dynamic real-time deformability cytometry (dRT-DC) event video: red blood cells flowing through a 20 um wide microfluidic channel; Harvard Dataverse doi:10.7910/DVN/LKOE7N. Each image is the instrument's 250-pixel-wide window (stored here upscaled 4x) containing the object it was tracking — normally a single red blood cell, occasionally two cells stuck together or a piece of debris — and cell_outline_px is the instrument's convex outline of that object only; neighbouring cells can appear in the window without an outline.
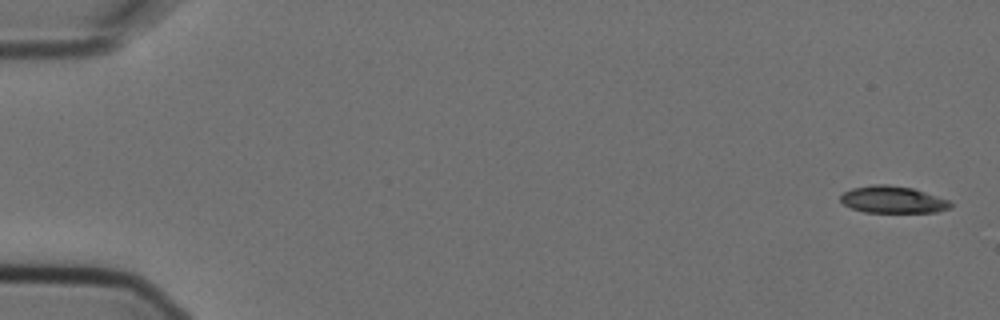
{"species": "Egyptian fruit bat (a non-hibernating species)", "species_latin": "Rousettus aegyptiacus", "temperature_condition": "cold", "stored_images_in_passage": 5, "camera_frame_rate_fps": 3000, "um_per_image_px": 0.085, "animal": {"sex": "female"}, "frame": {"image": 1, "passage_image": 1, "time_ms": 0.0, "image_size_px": [1000, 320], "cell_outline_px": [[952, 208], [936, 212], [864, 212], [852, 208], [844, 204], [840, 200], [840, 196], [844, 192], [852, 188], [872, 184], [888, 184], [912, 188], [948, 200], [952, 204]], "centroid_in_image_um": [75.87, 16.97], "position_along_channel_um": 9.1, "area_um2": 17.22}}
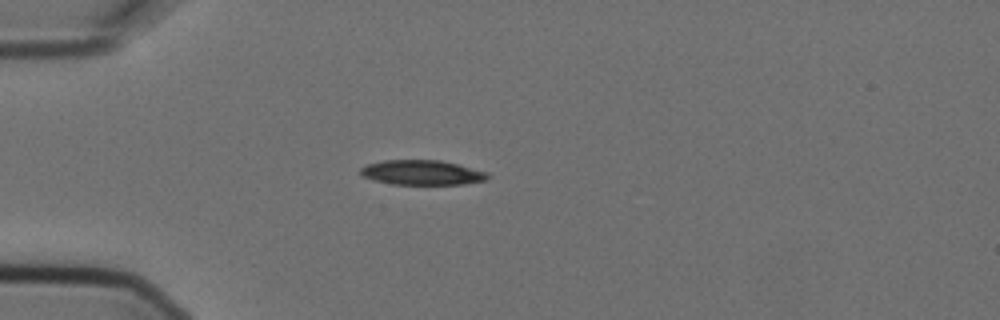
{"frame": {"image": 2, "passage_image": 5, "time_ms": 1.333, "image_size_px": [1000, 320], "cell_outline_px": [[492, 176], [488, 180], [464, 184], [392, 184], [376, 180], [364, 176], [360, 172], [360, 168], [368, 164], [384, 160], [440, 160], [488, 172]], "centroid_in_image_um": [35.93, 14.67], "position_along_channel_um": 49.1, "area_um2": 18.26}}